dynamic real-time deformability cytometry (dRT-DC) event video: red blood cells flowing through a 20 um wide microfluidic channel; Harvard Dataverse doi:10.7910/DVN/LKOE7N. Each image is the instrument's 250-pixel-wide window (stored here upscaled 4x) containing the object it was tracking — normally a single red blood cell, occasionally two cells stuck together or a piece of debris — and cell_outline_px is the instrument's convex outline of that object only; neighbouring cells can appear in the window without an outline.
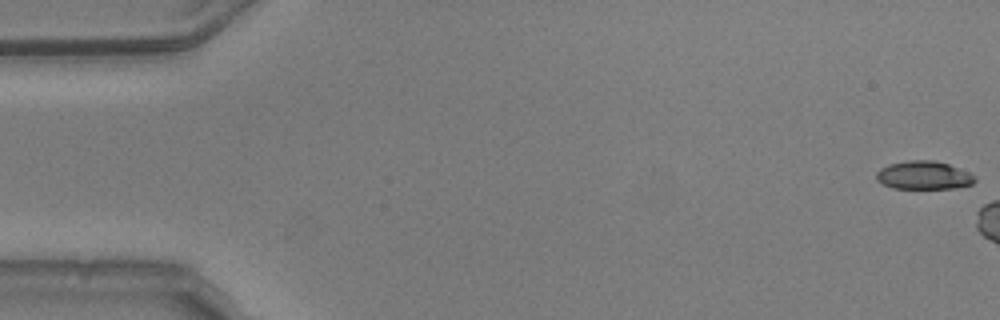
{"species": "common noctule bat (a hibernating species)", "species_latin": "Nyctalus noctula", "temperature_condition": "warm", "stored_images_in_passage": 6, "camera_frame_rate_fps": 3000, "um_per_image_px": 0.085, "animal": {"sex": "male", "body_mass_g": 20.5, "forearm_length_mm": 52.5}, "frame": {"image": 1, "passage_image": 1, "time_ms": 0.0, "image_size_px": [1000, 320], "cell_outline_px": [[976, 180], [972, 184], [952, 188], [892, 188], [876, 180], [876, 172], [880, 168], [888, 164], [908, 160], [932, 160], [948, 164], [968, 172], [976, 176]], "centroid_in_image_um": [78.49, 14.89], "position_along_channel_um": 6.5, "area_um2": 16.18}}